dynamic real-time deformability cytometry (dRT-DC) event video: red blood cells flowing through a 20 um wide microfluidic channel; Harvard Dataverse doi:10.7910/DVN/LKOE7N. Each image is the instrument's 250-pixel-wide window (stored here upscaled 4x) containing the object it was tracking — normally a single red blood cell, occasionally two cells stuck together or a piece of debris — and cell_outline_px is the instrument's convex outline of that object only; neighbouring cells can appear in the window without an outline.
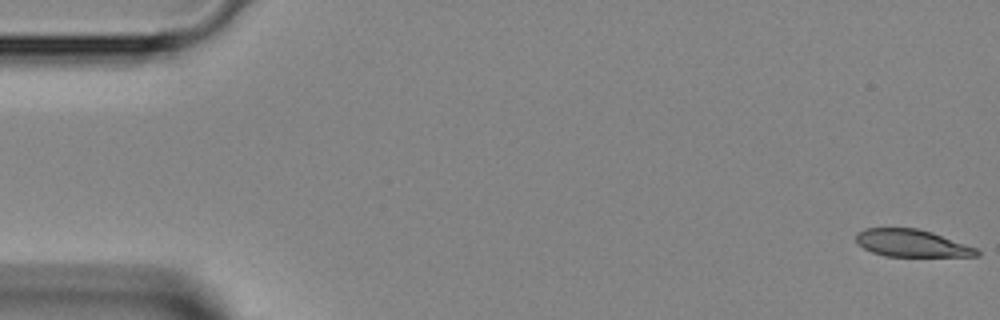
{"species": "Egyptian fruit bat (a non-hibernating species)", "species_latin": "Rousettus aegyptiacus", "temperature_condition": "room temperature", "stored_images_in_passage": 41, "camera_frame_rate_fps": 3000, "um_per_image_px": 0.085, "animal": {"sex": "female"}, "frame": {"image": 1, "passage_image": 1, "time_ms": 0.0, "image_size_px": [1000, 320], "cell_outline_px": [[980, 256], [884, 256], [872, 252], [864, 248], [856, 240], [856, 232], [864, 228], [916, 228], [932, 232], [976, 248], [980, 252]], "centroid_in_image_um": [77.48, 20.67], "position_along_channel_um": 7.5, "area_um2": 19.07}}
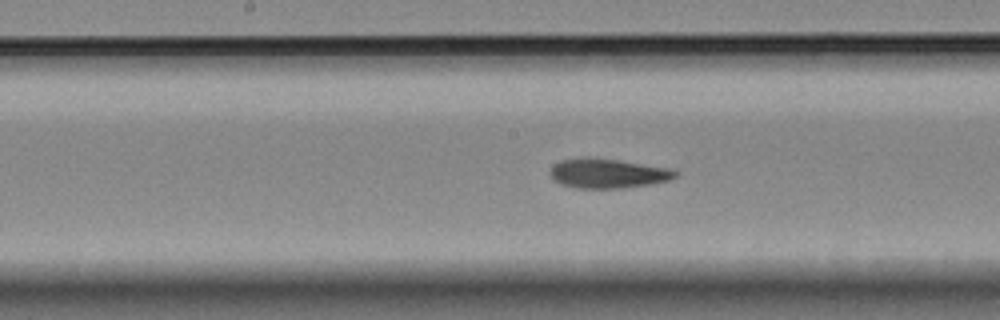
{"frame": {"image": 2, "passage_image": 23, "time_ms": 7.333, "image_size_px": [1000, 320], "cell_outline_px": [[680, 172], [676, 176], [668, 180], [648, 184], [624, 188], [576, 188], [560, 184], [552, 180], [548, 172], [552, 164], [560, 160], [580, 156], [588, 156], [620, 160], [672, 168]], "centroid_in_image_um": [51.59, 14.71], "position_along_channel_um": 196.6, "area_um2": 22.14}}
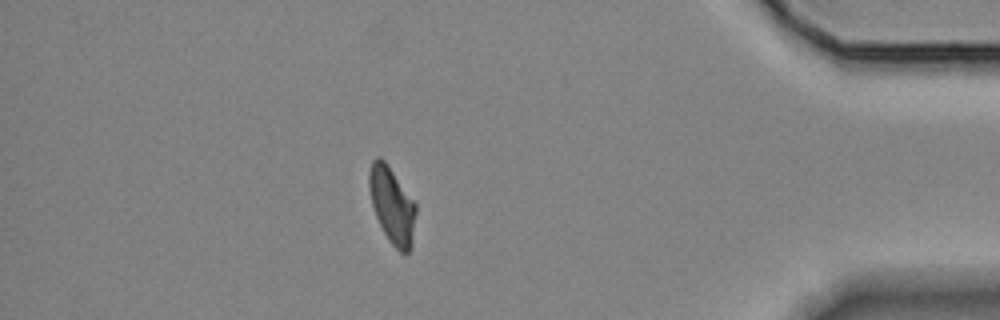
{"frame": {"image": 3, "passage_image": 40, "time_ms": 13.0, "image_size_px": [1000, 320], "cell_outline_px": [[416, 212], [412, 244], [408, 252], [404, 256], [388, 240], [376, 216], [372, 204], [368, 184], [368, 172], [372, 160], [376, 156], [380, 156], [388, 164], [416, 204]], "centroid_in_image_um": [33.32, 17.43], "position_along_channel_um": 401.9, "area_um2": 20.87}}